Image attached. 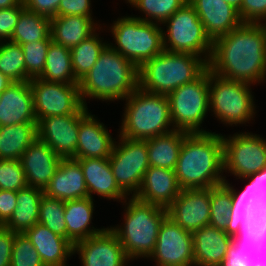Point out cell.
Segmentation results:
<instances>
[{"instance_id": "obj_38", "label": "cell", "mask_w": 266, "mask_h": 266, "mask_svg": "<svg viewBox=\"0 0 266 266\" xmlns=\"http://www.w3.org/2000/svg\"><path fill=\"white\" fill-rule=\"evenodd\" d=\"M65 201L43 194L39 205L38 223L55 234L67 239V226L64 217Z\"/></svg>"}, {"instance_id": "obj_10", "label": "cell", "mask_w": 266, "mask_h": 266, "mask_svg": "<svg viewBox=\"0 0 266 266\" xmlns=\"http://www.w3.org/2000/svg\"><path fill=\"white\" fill-rule=\"evenodd\" d=\"M163 24L167 25V30H163L164 50L194 54L209 62L213 42L206 35L203 23L188 2Z\"/></svg>"}, {"instance_id": "obj_15", "label": "cell", "mask_w": 266, "mask_h": 266, "mask_svg": "<svg viewBox=\"0 0 266 266\" xmlns=\"http://www.w3.org/2000/svg\"><path fill=\"white\" fill-rule=\"evenodd\" d=\"M211 188L181 189L167 208L168 217L184 230L194 233L209 225Z\"/></svg>"}, {"instance_id": "obj_32", "label": "cell", "mask_w": 266, "mask_h": 266, "mask_svg": "<svg viewBox=\"0 0 266 266\" xmlns=\"http://www.w3.org/2000/svg\"><path fill=\"white\" fill-rule=\"evenodd\" d=\"M37 137V123H19L0 127V159L20 160Z\"/></svg>"}, {"instance_id": "obj_39", "label": "cell", "mask_w": 266, "mask_h": 266, "mask_svg": "<svg viewBox=\"0 0 266 266\" xmlns=\"http://www.w3.org/2000/svg\"><path fill=\"white\" fill-rule=\"evenodd\" d=\"M230 206V189L224 183L211 187V213L209 225L225 230L228 222Z\"/></svg>"}, {"instance_id": "obj_25", "label": "cell", "mask_w": 266, "mask_h": 266, "mask_svg": "<svg viewBox=\"0 0 266 266\" xmlns=\"http://www.w3.org/2000/svg\"><path fill=\"white\" fill-rule=\"evenodd\" d=\"M194 266H219L235 240L225 230L206 225L194 233Z\"/></svg>"}, {"instance_id": "obj_52", "label": "cell", "mask_w": 266, "mask_h": 266, "mask_svg": "<svg viewBox=\"0 0 266 266\" xmlns=\"http://www.w3.org/2000/svg\"><path fill=\"white\" fill-rule=\"evenodd\" d=\"M246 220H262L266 221V197L257 201L251 208Z\"/></svg>"}, {"instance_id": "obj_21", "label": "cell", "mask_w": 266, "mask_h": 266, "mask_svg": "<svg viewBox=\"0 0 266 266\" xmlns=\"http://www.w3.org/2000/svg\"><path fill=\"white\" fill-rule=\"evenodd\" d=\"M180 191L174 170L150 166L134 197L144 203L167 209L178 197Z\"/></svg>"}, {"instance_id": "obj_22", "label": "cell", "mask_w": 266, "mask_h": 266, "mask_svg": "<svg viewBox=\"0 0 266 266\" xmlns=\"http://www.w3.org/2000/svg\"><path fill=\"white\" fill-rule=\"evenodd\" d=\"M37 123L29 81L13 82L0 95V127Z\"/></svg>"}, {"instance_id": "obj_54", "label": "cell", "mask_w": 266, "mask_h": 266, "mask_svg": "<svg viewBox=\"0 0 266 266\" xmlns=\"http://www.w3.org/2000/svg\"><path fill=\"white\" fill-rule=\"evenodd\" d=\"M21 3L20 0H0V9L11 8Z\"/></svg>"}, {"instance_id": "obj_4", "label": "cell", "mask_w": 266, "mask_h": 266, "mask_svg": "<svg viewBox=\"0 0 266 266\" xmlns=\"http://www.w3.org/2000/svg\"><path fill=\"white\" fill-rule=\"evenodd\" d=\"M208 69V62L190 53L164 50L139 68V88L168 96L178 87L193 82Z\"/></svg>"}, {"instance_id": "obj_2", "label": "cell", "mask_w": 266, "mask_h": 266, "mask_svg": "<svg viewBox=\"0 0 266 266\" xmlns=\"http://www.w3.org/2000/svg\"><path fill=\"white\" fill-rule=\"evenodd\" d=\"M174 171L181 189L211 188L224 183L222 134L188 133Z\"/></svg>"}, {"instance_id": "obj_37", "label": "cell", "mask_w": 266, "mask_h": 266, "mask_svg": "<svg viewBox=\"0 0 266 266\" xmlns=\"http://www.w3.org/2000/svg\"><path fill=\"white\" fill-rule=\"evenodd\" d=\"M126 2L145 14V18L133 16L134 18L163 25L188 0H126Z\"/></svg>"}, {"instance_id": "obj_55", "label": "cell", "mask_w": 266, "mask_h": 266, "mask_svg": "<svg viewBox=\"0 0 266 266\" xmlns=\"http://www.w3.org/2000/svg\"><path fill=\"white\" fill-rule=\"evenodd\" d=\"M223 1L234 7L237 11L240 10L241 5L243 3V0H223Z\"/></svg>"}, {"instance_id": "obj_20", "label": "cell", "mask_w": 266, "mask_h": 266, "mask_svg": "<svg viewBox=\"0 0 266 266\" xmlns=\"http://www.w3.org/2000/svg\"><path fill=\"white\" fill-rule=\"evenodd\" d=\"M188 3L195 9L212 42L242 23L238 11L223 0H188Z\"/></svg>"}, {"instance_id": "obj_9", "label": "cell", "mask_w": 266, "mask_h": 266, "mask_svg": "<svg viewBox=\"0 0 266 266\" xmlns=\"http://www.w3.org/2000/svg\"><path fill=\"white\" fill-rule=\"evenodd\" d=\"M173 128L187 133H207L200 129L210 111L209 69L193 82L184 84L168 96Z\"/></svg>"}, {"instance_id": "obj_40", "label": "cell", "mask_w": 266, "mask_h": 266, "mask_svg": "<svg viewBox=\"0 0 266 266\" xmlns=\"http://www.w3.org/2000/svg\"><path fill=\"white\" fill-rule=\"evenodd\" d=\"M51 42L52 40H39L21 45L25 57L26 73L31 79L38 78L42 74Z\"/></svg>"}, {"instance_id": "obj_3", "label": "cell", "mask_w": 266, "mask_h": 266, "mask_svg": "<svg viewBox=\"0 0 266 266\" xmlns=\"http://www.w3.org/2000/svg\"><path fill=\"white\" fill-rule=\"evenodd\" d=\"M138 87V67L109 45L87 75L79 81L80 96L86 107L87 98L107 102L124 101Z\"/></svg>"}, {"instance_id": "obj_53", "label": "cell", "mask_w": 266, "mask_h": 266, "mask_svg": "<svg viewBox=\"0 0 266 266\" xmlns=\"http://www.w3.org/2000/svg\"><path fill=\"white\" fill-rule=\"evenodd\" d=\"M13 83L7 76L0 72V95Z\"/></svg>"}, {"instance_id": "obj_47", "label": "cell", "mask_w": 266, "mask_h": 266, "mask_svg": "<svg viewBox=\"0 0 266 266\" xmlns=\"http://www.w3.org/2000/svg\"><path fill=\"white\" fill-rule=\"evenodd\" d=\"M91 0H60L57 16L92 17Z\"/></svg>"}, {"instance_id": "obj_29", "label": "cell", "mask_w": 266, "mask_h": 266, "mask_svg": "<svg viewBox=\"0 0 266 266\" xmlns=\"http://www.w3.org/2000/svg\"><path fill=\"white\" fill-rule=\"evenodd\" d=\"M94 199L87 197L65 201L64 217L67 226V239L76 242L101 233L105 228L96 229L89 226L94 212Z\"/></svg>"}, {"instance_id": "obj_18", "label": "cell", "mask_w": 266, "mask_h": 266, "mask_svg": "<svg viewBox=\"0 0 266 266\" xmlns=\"http://www.w3.org/2000/svg\"><path fill=\"white\" fill-rule=\"evenodd\" d=\"M78 143L76 159L109 158L115 145L106 126L86 108L79 114Z\"/></svg>"}, {"instance_id": "obj_5", "label": "cell", "mask_w": 266, "mask_h": 266, "mask_svg": "<svg viewBox=\"0 0 266 266\" xmlns=\"http://www.w3.org/2000/svg\"><path fill=\"white\" fill-rule=\"evenodd\" d=\"M121 202L126 204L124 224L111 227L129 258H149L155 248L161 223L168 216L164 207L144 203L132 197Z\"/></svg>"}, {"instance_id": "obj_45", "label": "cell", "mask_w": 266, "mask_h": 266, "mask_svg": "<svg viewBox=\"0 0 266 266\" xmlns=\"http://www.w3.org/2000/svg\"><path fill=\"white\" fill-rule=\"evenodd\" d=\"M24 8V2H21L17 6L0 9V41L11 39L19 16Z\"/></svg>"}, {"instance_id": "obj_44", "label": "cell", "mask_w": 266, "mask_h": 266, "mask_svg": "<svg viewBox=\"0 0 266 266\" xmlns=\"http://www.w3.org/2000/svg\"><path fill=\"white\" fill-rule=\"evenodd\" d=\"M253 206V202L246 198H231L228 222L225 229V232L230 237L237 239L241 236L242 225Z\"/></svg>"}, {"instance_id": "obj_7", "label": "cell", "mask_w": 266, "mask_h": 266, "mask_svg": "<svg viewBox=\"0 0 266 266\" xmlns=\"http://www.w3.org/2000/svg\"><path fill=\"white\" fill-rule=\"evenodd\" d=\"M110 29L115 45L109 43V46L138 68L164 51L163 29L158 23L123 16L115 20Z\"/></svg>"}, {"instance_id": "obj_48", "label": "cell", "mask_w": 266, "mask_h": 266, "mask_svg": "<svg viewBox=\"0 0 266 266\" xmlns=\"http://www.w3.org/2000/svg\"><path fill=\"white\" fill-rule=\"evenodd\" d=\"M60 0H25L26 9L41 16L52 19L57 16Z\"/></svg>"}, {"instance_id": "obj_27", "label": "cell", "mask_w": 266, "mask_h": 266, "mask_svg": "<svg viewBox=\"0 0 266 266\" xmlns=\"http://www.w3.org/2000/svg\"><path fill=\"white\" fill-rule=\"evenodd\" d=\"M93 17L55 16L51 19L52 41L71 49L99 30Z\"/></svg>"}, {"instance_id": "obj_26", "label": "cell", "mask_w": 266, "mask_h": 266, "mask_svg": "<svg viewBox=\"0 0 266 266\" xmlns=\"http://www.w3.org/2000/svg\"><path fill=\"white\" fill-rule=\"evenodd\" d=\"M25 236L30 240L45 266H68L67 258L73 254V244L41 223L28 229Z\"/></svg>"}, {"instance_id": "obj_6", "label": "cell", "mask_w": 266, "mask_h": 266, "mask_svg": "<svg viewBox=\"0 0 266 266\" xmlns=\"http://www.w3.org/2000/svg\"><path fill=\"white\" fill-rule=\"evenodd\" d=\"M125 100L119 136L147 140L175 129L166 95L149 93L138 87Z\"/></svg>"}, {"instance_id": "obj_49", "label": "cell", "mask_w": 266, "mask_h": 266, "mask_svg": "<svg viewBox=\"0 0 266 266\" xmlns=\"http://www.w3.org/2000/svg\"><path fill=\"white\" fill-rule=\"evenodd\" d=\"M16 234L0 225V266H10L12 246Z\"/></svg>"}, {"instance_id": "obj_11", "label": "cell", "mask_w": 266, "mask_h": 266, "mask_svg": "<svg viewBox=\"0 0 266 266\" xmlns=\"http://www.w3.org/2000/svg\"><path fill=\"white\" fill-rule=\"evenodd\" d=\"M109 162L119 188L127 196L133 193L134 197L141 186L144 174L150 167L146 140L119 136Z\"/></svg>"}, {"instance_id": "obj_50", "label": "cell", "mask_w": 266, "mask_h": 266, "mask_svg": "<svg viewBox=\"0 0 266 266\" xmlns=\"http://www.w3.org/2000/svg\"><path fill=\"white\" fill-rule=\"evenodd\" d=\"M17 206V192L0 190V225H4L12 216Z\"/></svg>"}, {"instance_id": "obj_19", "label": "cell", "mask_w": 266, "mask_h": 266, "mask_svg": "<svg viewBox=\"0 0 266 266\" xmlns=\"http://www.w3.org/2000/svg\"><path fill=\"white\" fill-rule=\"evenodd\" d=\"M61 160L44 141L36 137L20 159L27 185L44 190Z\"/></svg>"}, {"instance_id": "obj_33", "label": "cell", "mask_w": 266, "mask_h": 266, "mask_svg": "<svg viewBox=\"0 0 266 266\" xmlns=\"http://www.w3.org/2000/svg\"><path fill=\"white\" fill-rule=\"evenodd\" d=\"M38 78L50 82L79 84L72 70L70 49L52 41L48 47L44 70Z\"/></svg>"}, {"instance_id": "obj_30", "label": "cell", "mask_w": 266, "mask_h": 266, "mask_svg": "<svg viewBox=\"0 0 266 266\" xmlns=\"http://www.w3.org/2000/svg\"><path fill=\"white\" fill-rule=\"evenodd\" d=\"M43 189L26 186L17 191V206L10 219L3 225L15 233H25L38 223L39 205Z\"/></svg>"}, {"instance_id": "obj_14", "label": "cell", "mask_w": 266, "mask_h": 266, "mask_svg": "<svg viewBox=\"0 0 266 266\" xmlns=\"http://www.w3.org/2000/svg\"><path fill=\"white\" fill-rule=\"evenodd\" d=\"M150 258L156 260V266H194L192 233L167 216L160 225Z\"/></svg>"}, {"instance_id": "obj_35", "label": "cell", "mask_w": 266, "mask_h": 266, "mask_svg": "<svg viewBox=\"0 0 266 266\" xmlns=\"http://www.w3.org/2000/svg\"><path fill=\"white\" fill-rule=\"evenodd\" d=\"M96 32L83 40L77 46L70 49L72 59V70L75 78L80 81L84 78L91 68L95 65L98 57L109 45L108 42H102Z\"/></svg>"}, {"instance_id": "obj_36", "label": "cell", "mask_w": 266, "mask_h": 266, "mask_svg": "<svg viewBox=\"0 0 266 266\" xmlns=\"http://www.w3.org/2000/svg\"><path fill=\"white\" fill-rule=\"evenodd\" d=\"M0 72L13 82L30 81L26 73L22 46L11 41H0Z\"/></svg>"}, {"instance_id": "obj_13", "label": "cell", "mask_w": 266, "mask_h": 266, "mask_svg": "<svg viewBox=\"0 0 266 266\" xmlns=\"http://www.w3.org/2000/svg\"><path fill=\"white\" fill-rule=\"evenodd\" d=\"M222 141L225 172L240 179L266 167V139L260 135L241 132L222 135Z\"/></svg>"}, {"instance_id": "obj_28", "label": "cell", "mask_w": 266, "mask_h": 266, "mask_svg": "<svg viewBox=\"0 0 266 266\" xmlns=\"http://www.w3.org/2000/svg\"><path fill=\"white\" fill-rule=\"evenodd\" d=\"M219 266H266V233L239 236Z\"/></svg>"}, {"instance_id": "obj_43", "label": "cell", "mask_w": 266, "mask_h": 266, "mask_svg": "<svg viewBox=\"0 0 266 266\" xmlns=\"http://www.w3.org/2000/svg\"><path fill=\"white\" fill-rule=\"evenodd\" d=\"M27 186L20 160L0 159V190L18 191Z\"/></svg>"}, {"instance_id": "obj_51", "label": "cell", "mask_w": 266, "mask_h": 266, "mask_svg": "<svg viewBox=\"0 0 266 266\" xmlns=\"http://www.w3.org/2000/svg\"><path fill=\"white\" fill-rule=\"evenodd\" d=\"M266 233V221L262 220H245L242 225L241 235L250 237V234Z\"/></svg>"}, {"instance_id": "obj_16", "label": "cell", "mask_w": 266, "mask_h": 266, "mask_svg": "<svg viewBox=\"0 0 266 266\" xmlns=\"http://www.w3.org/2000/svg\"><path fill=\"white\" fill-rule=\"evenodd\" d=\"M82 266H126L130 261L117 235L109 228L73 245Z\"/></svg>"}, {"instance_id": "obj_23", "label": "cell", "mask_w": 266, "mask_h": 266, "mask_svg": "<svg viewBox=\"0 0 266 266\" xmlns=\"http://www.w3.org/2000/svg\"><path fill=\"white\" fill-rule=\"evenodd\" d=\"M43 193L63 201L87 198V186L80 164L72 158L62 159Z\"/></svg>"}, {"instance_id": "obj_17", "label": "cell", "mask_w": 266, "mask_h": 266, "mask_svg": "<svg viewBox=\"0 0 266 266\" xmlns=\"http://www.w3.org/2000/svg\"><path fill=\"white\" fill-rule=\"evenodd\" d=\"M79 115L44 117L37 123V137L62 159H76Z\"/></svg>"}, {"instance_id": "obj_1", "label": "cell", "mask_w": 266, "mask_h": 266, "mask_svg": "<svg viewBox=\"0 0 266 266\" xmlns=\"http://www.w3.org/2000/svg\"><path fill=\"white\" fill-rule=\"evenodd\" d=\"M208 69L221 77L250 85L265 80L266 23L242 22L215 39Z\"/></svg>"}, {"instance_id": "obj_8", "label": "cell", "mask_w": 266, "mask_h": 266, "mask_svg": "<svg viewBox=\"0 0 266 266\" xmlns=\"http://www.w3.org/2000/svg\"><path fill=\"white\" fill-rule=\"evenodd\" d=\"M250 84L221 77L209 70L210 110L225 125L246 124L254 118Z\"/></svg>"}, {"instance_id": "obj_31", "label": "cell", "mask_w": 266, "mask_h": 266, "mask_svg": "<svg viewBox=\"0 0 266 266\" xmlns=\"http://www.w3.org/2000/svg\"><path fill=\"white\" fill-rule=\"evenodd\" d=\"M187 132L170 131L146 140L150 166L174 170Z\"/></svg>"}, {"instance_id": "obj_46", "label": "cell", "mask_w": 266, "mask_h": 266, "mask_svg": "<svg viewBox=\"0 0 266 266\" xmlns=\"http://www.w3.org/2000/svg\"><path fill=\"white\" fill-rule=\"evenodd\" d=\"M238 14L242 22L266 23V0H243Z\"/></svg>"}, {"instance_id": "obj_24", "label": "cell", "mask_w": 266, "mask_h": 266, "mask_svg": "<svg viewBox=\"0 0 266 266\" xmlns=\"http://www.w3.org/2000/svg\"><path fill=\"white\" fill-rule=\"evenodd\" d=\"M75 160L82 168L88 197L93 199L92 194L97 193L100 197L119 202L129 199L115 181L109 158H82Z\"/></svg>"}, {"instance_id": "obj_12", "label": "cell", "mask_w": 266, "mask_h": 266, "mask_svg": "<svg viewBox=\"0 0 266 266\" xmlns=\"http://www.w3.org/2000/svg\"><path fill=\"white\" fill-rule=\"evenodd\" d=\"M37 123L44 117L79 115L84 106L79 84L50 82L40 78L29 81Z\"/></svg>"}, {"instance_id": "obj_41", "label": "cell", "mask_w": 266, "mask_h": 266, "mask_svg": "<svg viewBox=\"0 0 266 266\" xmlns=\"http://www.w3.org/2000/svg\"><path fill=\"white\" fill-rule=\"evenodd\" d=\"M10 266H45L35 247L24 233L15 235Z\"/></svg>"}, {"instance_id": "obj_42", "label": "cell", "mask_w": 266, "mask_h": 266, "mask_svg": "<svg viewBox=\"0 0 266 266\" xmlns=\"http://www.w3.org/2000/svg\"><path fill=\"white\" fill-rule=\"evenodd\" d=\"M241 179L249 180L241 192H236V189L225 179L224 184L230 189L231 198H246L255 204L266 197V167Z\"/></svg>"}, {"instance_id": "obj_34", "label": "cell", "mask_w": 266, "mask_h": 266, "mask_svg": "<svg viewBox=\"0 0 266 266\" xmlns=\"http://www.w3.org/2000/svg\"><path fill=\"white\" fill-rule=\"evenodd\" d=\"M39 40H52L51 19L24 8L9 41L22 45Z\"/></svg>"}]
</instances>
